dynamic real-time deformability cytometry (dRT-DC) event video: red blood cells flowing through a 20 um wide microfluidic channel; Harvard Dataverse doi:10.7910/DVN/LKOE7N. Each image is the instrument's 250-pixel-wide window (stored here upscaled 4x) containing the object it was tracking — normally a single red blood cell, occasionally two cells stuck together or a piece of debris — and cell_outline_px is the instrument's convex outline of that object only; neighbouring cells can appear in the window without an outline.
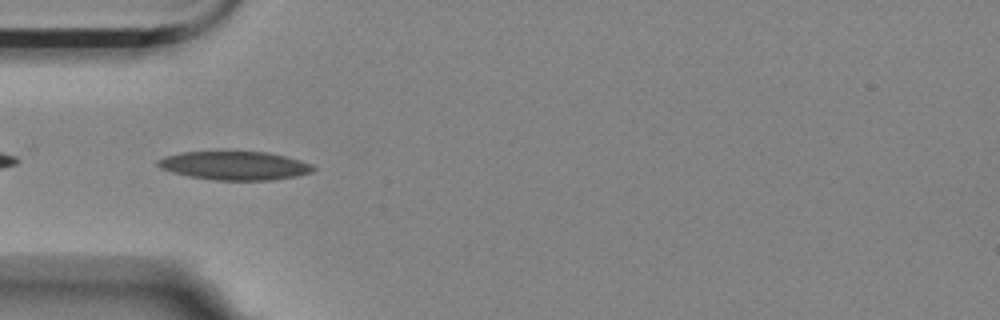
{"species": "Egyptian fruit bat (a non-hibernating species)", "species_latin": "Rousettus aegyptiacus", "temperature_condition": "room temperature", "stored_images_in_passage": 41, "camera_frame_rate_fps": 3000, "um_per_image_px": 0.085, "animal": {"sex": "female"}, "frame": {"image": 1, "passage_image": 2, "time_ms": 0.333, "image_size_px": [1000, 320], "cell_outline_px": [[316, 168], [312, 172], [296, 176], [272, 180], [216, 180], [188, 176], [172, 172], [160, 168], [156, 164], [156, 160], [164, 156], [180, 152], [268, 152], [300, 160], [312, 164]], "centroid_in_image_um": [19.93, 14.08], "position_along_channel_um": 65.1, "area_um2": 25.89}}
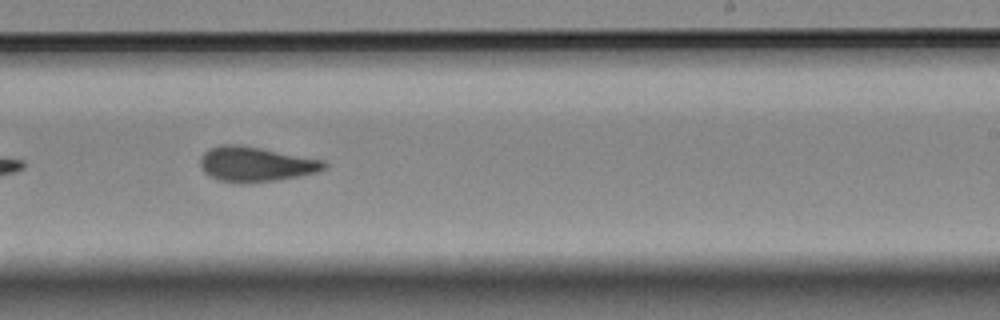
{"frame": {"image": 2, "passage_image": 19, "time_ms": 6.0, "image_size_px": [1000, 320], "cell_outline_px": [[328, 168], [316, 172], [276, 180], [248, 184], [240, 184], [220, 180], [204, 172], [200, 164], [200, 156], [204, 152], [220, 144], [232, 144], [260, 148], [324, 160], [328, 164]], "centroid_in_image_um": [21.74, 13.96], "position_along_channel_um": 267.3, "area_um2": 25.09}}
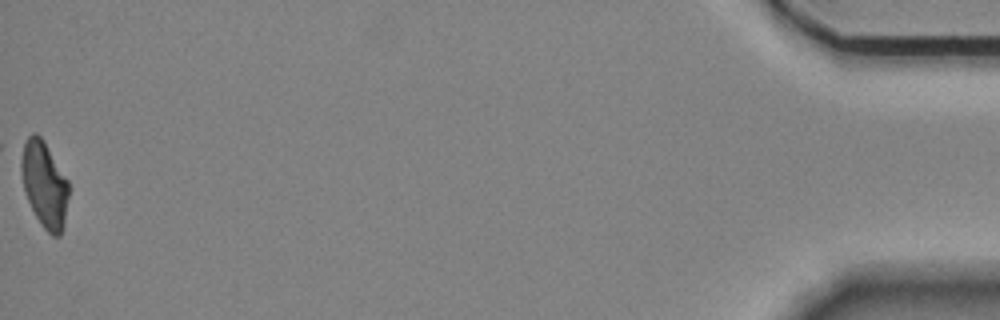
{"frame": {"image": 3, "passage_image": 41, "time_ms": 13.333, "image_size_px": [1000, 320], "cell_outline_px": [[68, 196], [64, 224], [60, 236], [52, 236], [40, 224], [24, 192], [20, 168], [20, 160], [24, 144], [28, 136], [32, 132], [36, 132], [44, 140], [68, 180]], "centroid_in_image_um": [3.76, 15.66], "position_along_channel_um": 431.4, "area_um2": 23.81}, "authors_computed_cell_mechanics": {"area_um2": 24.6806, "velocity_mm_per_s": 3.5591, "shape_relaxation_time_tau1_ms": 7.4305, "shape_relaxation_time_tau2_ms": 2.3965, "deformation_change_tau1": 0.1957, "deformation_change_tau2": 0.0927}}